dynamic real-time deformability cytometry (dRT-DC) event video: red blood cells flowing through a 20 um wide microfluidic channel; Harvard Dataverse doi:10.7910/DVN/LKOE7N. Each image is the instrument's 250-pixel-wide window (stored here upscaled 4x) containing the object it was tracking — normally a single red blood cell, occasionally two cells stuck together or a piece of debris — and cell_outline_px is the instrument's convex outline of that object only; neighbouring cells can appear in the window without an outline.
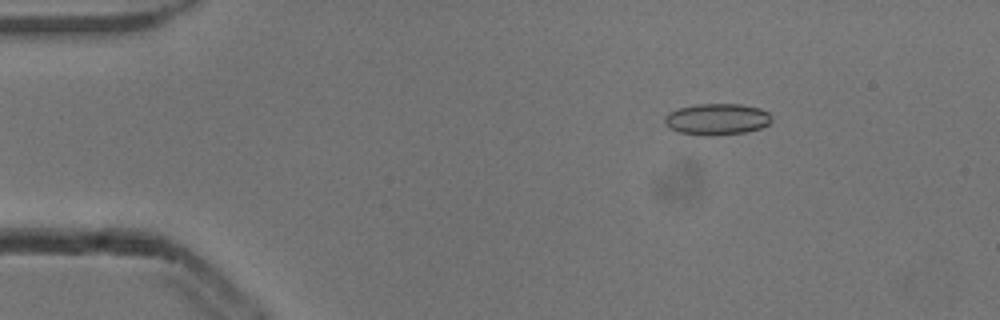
{"species": "common noctule bat (a hibernating species)", "species_latin": "Nyctalus noctula", "temperature_condition": "cold", "stored_images_in_passage": 4, "camera_frame_rate_fps": 3000, "um_per_image_px": 0.085, "animal": {"sex": "male", "body_mass_g": 13.3}, "frame": {"image": 1, "passage_image": 2, "time_ms": 0.333, "image_size_px": [1000, 320], "cell_outline_px": [[772, 120], [768, 124], [760, 128], [744, 132], [712, 136], [704, 136], [680, 132], [668, 128], [664, 124], [664, 116], [668, 112], [680, 108], [696, 104], [740, 104], [760, 108], [768, 112], [772, 116]], "centroid_in_image_um": [60.92, 10.13], "position_along_channel_um": 24.1, "area_um2": 19.71}}